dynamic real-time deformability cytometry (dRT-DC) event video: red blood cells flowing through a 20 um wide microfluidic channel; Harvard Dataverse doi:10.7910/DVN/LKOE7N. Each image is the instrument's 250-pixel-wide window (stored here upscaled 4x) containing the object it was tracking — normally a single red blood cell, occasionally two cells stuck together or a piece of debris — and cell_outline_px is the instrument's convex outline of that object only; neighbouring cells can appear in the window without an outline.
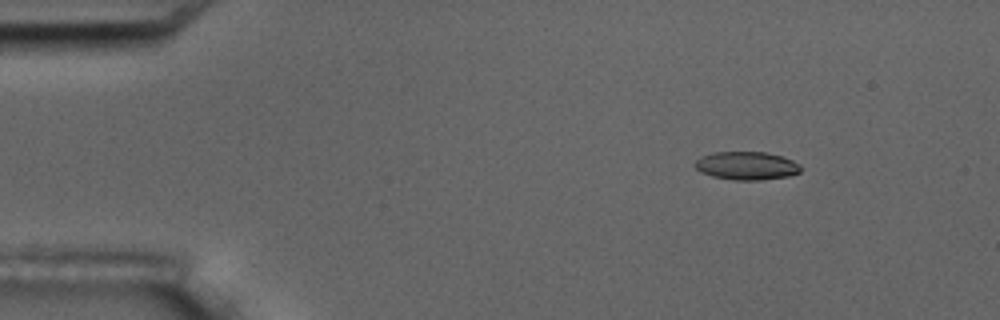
{"species": "common noctule bat (a hibernating species)", "species_latin": "Nyctalus noctula", "temperature_condition": "room temperature", "stored_images_in_passage": 3, "camera_frame_rate_fps": 3000, "um_per_image_px": 0.085, "animal": {"sex": "male", "body_mass_g": 17.5, "forearm_length_mm": 52.3}, "frame": {"image": 1, "passage_image": 1, "time_ms": 0.0, "image_size_px": [1000, 320], "cell_outline_px": [[800, 172], [788, 176], [760, 180], [736, 180], [712, 176], [700, 172], [692, 164], [700, 156], [712, 152], [764, 152], [780, 156], [792, 160], [800, 164]], "centroid_in_image_um": [63.41, 14.08], "position_along_channel_um": 21.6, "area_um2": 17.4}}
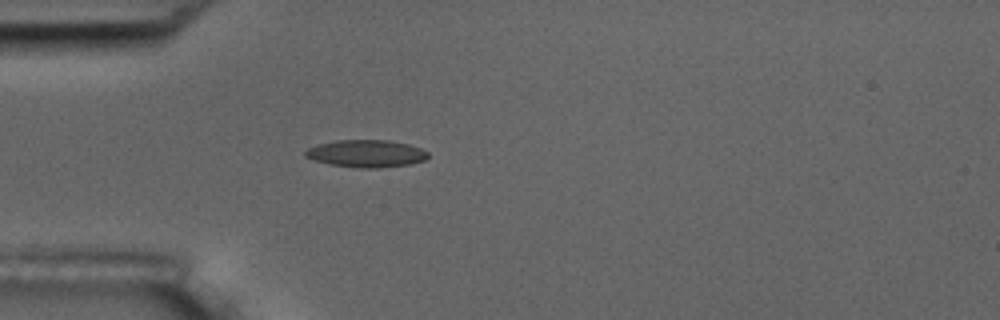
{"frame": {"image": 2, "passage_image": 3, "time_ms": 3.0, "image_size_px": [1000, 320], "cell_outline_px": [[428, 156], [424, 160], [408, 164], [380, 168], [360, 168], [332, 164], [316, 160], [304, 156], [304, 152], [308, 148], [316, 144], [336, 140], [388, 140], [408, 144], [420, 148], [428, 152]], "centroid_in_image_um": [31.12, 13.04], "position_along_channel_um": 53.9, "area_um2": 19.42}}